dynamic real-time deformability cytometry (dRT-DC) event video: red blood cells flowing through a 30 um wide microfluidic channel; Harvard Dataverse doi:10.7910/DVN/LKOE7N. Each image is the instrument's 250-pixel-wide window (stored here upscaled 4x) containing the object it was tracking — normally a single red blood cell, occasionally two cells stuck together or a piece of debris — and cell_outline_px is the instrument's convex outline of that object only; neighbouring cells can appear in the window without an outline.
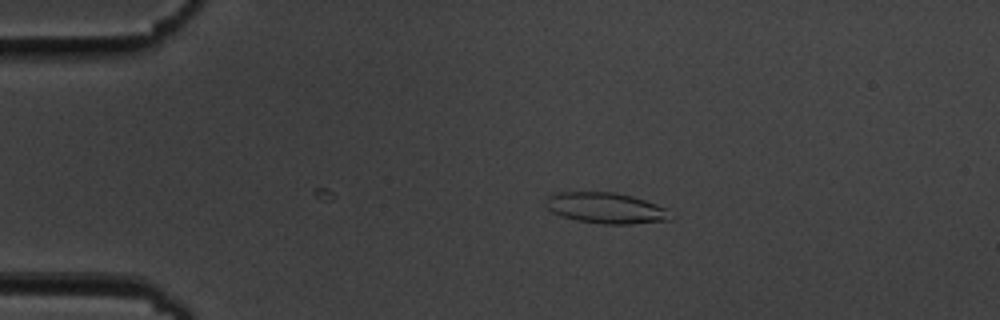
{"species": "common noctule bat (a hibernating species)", "species_latin": "Nyctalus noctula", "temperature_condition": "cold", "stored_images_in_passage": 45, "camera_frame_rate_fps": 3000, "um_per_image_px": 0.085, "animal": {"sex": "male", "body_mass_g": 19.5, "forearm_length_mm": 54.6}, "frame": {"image": 1, "passage_image": 1, "time_ms": 0.0, "image_size_px": [1000, 320], "cell_outline_px": [[672, 220], [632, 224], [600, 224], [576, 220], [560, 216], [552, 212], [544, 204], [548, 196], [556, 192], [616, 192], [632, 196], [668, 208]], "centroid_in_image_um": [51.5, 17.69], "position_along_channel_um": 33.5, "area_um2": 22.66}}
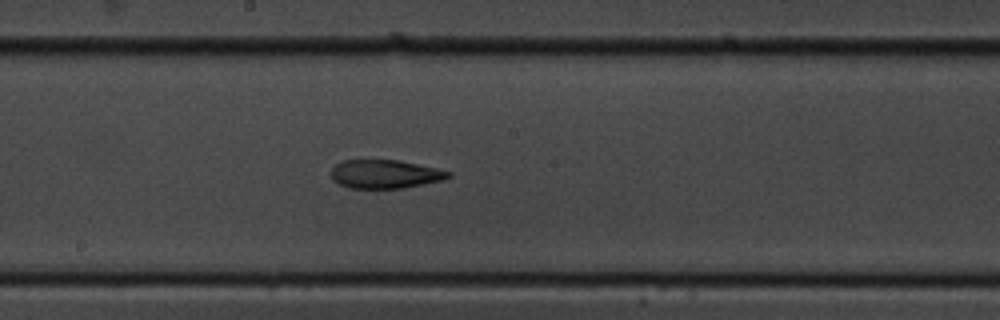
{"frame": {"image": 2, "passage_image": 20, "time_ms": 6.333, "image_size_px": [1000, 320], "cell_outline_px": [[452, 176], [444, 180], [404, 188], [348, 188], [332, 180], [332, 168], [336, 164], [344, 160], [396, 160], [436, 168], [452, 172]], "centroid_in_image_um": [32.74, 14.8], "position_along_channel_um": 215.5, "area_um2": 19.48}}
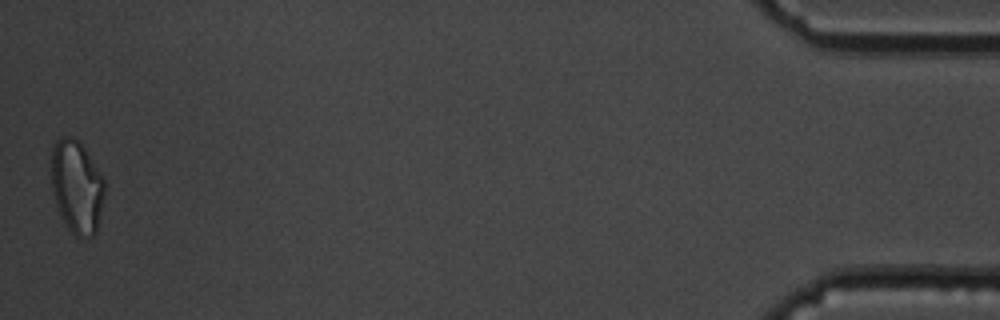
{"frame": {"image": 3, "passage_image": 45, "time_ms": 14.667, "image_size_px": [1000, 320], "cell_outline_px": [[104, 196], [96, 232], [92, 236], [76, 236], [68, 228], [56, 204], [52, 188], [52, 144], [60, 136], [72, 136], [84, 148], [92, 160], [104, 180]], "centroid_in_image_um": [6.52, 15.84], "position_along_channel_um": 428.7, "area_um2": 28.38}, "authors_computed_cell_mechanics": {"area_um2": 20.7502, "velocity_mm_per_s": 3.6188, "shape_relaxation_time_tau1_ms": 6.7609, "shape_relaxation_time_tau2_ms": 2.1694, "deformation_change_tau1": 0.1969, "deformation_change_tau2": 0.0978}}